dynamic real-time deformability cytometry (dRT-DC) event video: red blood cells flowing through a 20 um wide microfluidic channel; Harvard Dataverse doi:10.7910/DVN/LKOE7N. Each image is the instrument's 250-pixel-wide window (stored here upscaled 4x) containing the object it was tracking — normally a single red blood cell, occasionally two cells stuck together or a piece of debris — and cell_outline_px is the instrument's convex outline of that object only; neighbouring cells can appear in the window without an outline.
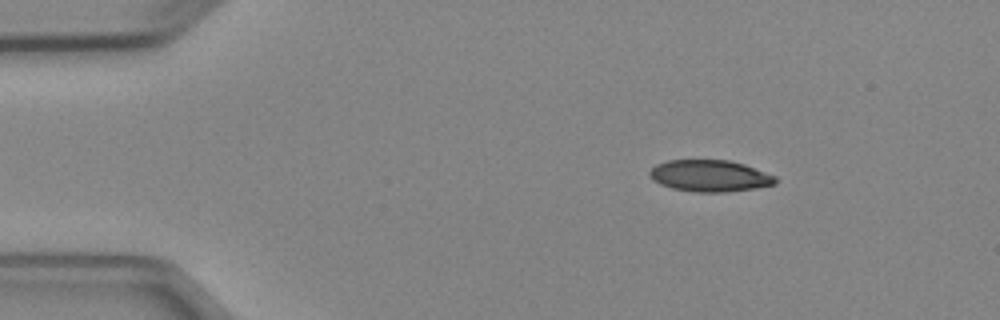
{"species": "Egyptian fruit bat (a non-hibernating species)", "species_latin": "Rousettus aegyptiacus", "temperature_condition": "cold", "stored_images_in_passage": 2, "camera_frame_rate_fps": 3000, "um_per_image_px": 0.085, "animal": {"sex": "female"}, "frame": {"image": 1, "passage_image": 1, "time_ms": 0.0, "image_size_px": [1000, 320], "cell_outline_px": [[776, 184], [756, 188], [724, 192], [692, 192], [672, 188], [660, 184], [652, 180], [648, 172], [656, 164], [668, 160], [728, 160], [744, 164], [776, 176]], "centroid_in_image_um": [60.32, 14.95], "position_along_channel_um": 24.7, "area_um2": 23.24}}